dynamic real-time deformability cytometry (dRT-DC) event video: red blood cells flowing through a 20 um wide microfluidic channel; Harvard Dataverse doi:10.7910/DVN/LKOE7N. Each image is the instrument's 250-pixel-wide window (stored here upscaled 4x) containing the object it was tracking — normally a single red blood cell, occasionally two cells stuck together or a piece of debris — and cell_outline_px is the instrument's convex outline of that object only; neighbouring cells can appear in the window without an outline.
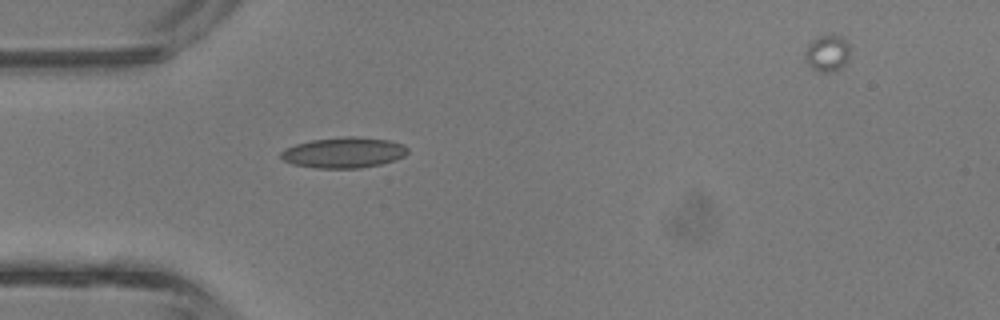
{"species": "common noctule bat (a hibernating species)", "species_latin": "Nyctalus noctula", "temperature_condition": "room temperature", "stored_images_in_passage": 30, "camera_frame_rate_fps": 3000, "um_per_image_px": 0.085, "animal": {"sex": "male", "body_mass_g": 13.3}, "frame": {"image": 1, "passage_image": 1, "time_ms": 0.0, "image_size_px": [1000, 320], "cell_outline_px": [[408, 152], [404, 156], [396, 160], [380, 164], [360, 168], [316, 168], [292, 164], [284, 160], [280, 156], [280, 152], [284, 148], [296, 144], [312, 140], [348, 136], [352, 136], [388, 140], [404, 144], [408, 148]], "centroid_in_image_um": [29.22, 12.97], "position_along_channel_um": 55.8, "area_um2": 22.66}}
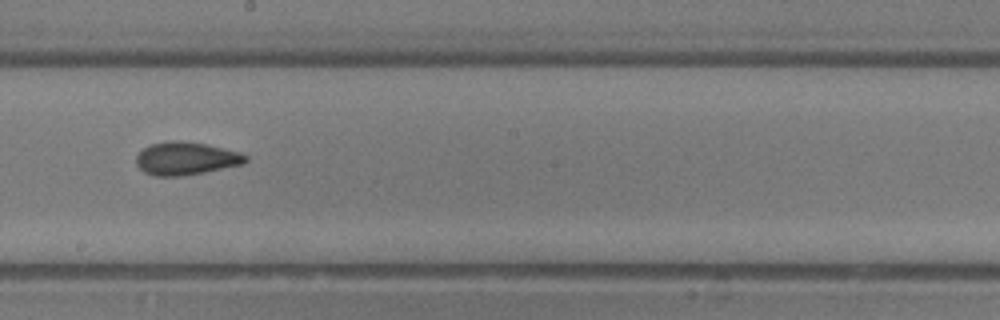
{"frame": {"image": 2, "passage_image": 12, "time_ms": 3.667, "image_size_px": [1000, 320], "cell_outline_px": [[248, 160], [244, 164], [204, 172], [180, 176], [156, 176], [144, 172], [136, 164], [136, 156], [144, 148], [152, 144], [172, 140], [204, 144], [240, 152], [248, 156]], "centroid_in_image_um": [15.82, 13.48], "position_along_channel_um": 232.4, "area_um2": 20.75}}
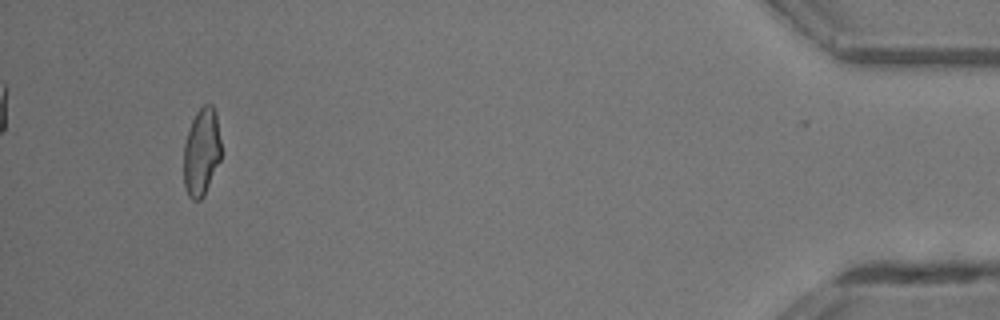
{"frame": {"image": 3, "passage_image": 28, "time_ms": 9.0, "image_size_px": [1000, 320], "cell_outline_px": [[220, 160], [204, 196], [200, 200], [192, 200], [188, 196], [184, 184], [184, 144], [192, 120], [196, 112], [204, 104], [212, 104], [216, 112], [220, 140]], "centroid_in_image_um": [17.12, 12.92], "position_along_channel_um": 418.1, "area_um2": 19.07}}